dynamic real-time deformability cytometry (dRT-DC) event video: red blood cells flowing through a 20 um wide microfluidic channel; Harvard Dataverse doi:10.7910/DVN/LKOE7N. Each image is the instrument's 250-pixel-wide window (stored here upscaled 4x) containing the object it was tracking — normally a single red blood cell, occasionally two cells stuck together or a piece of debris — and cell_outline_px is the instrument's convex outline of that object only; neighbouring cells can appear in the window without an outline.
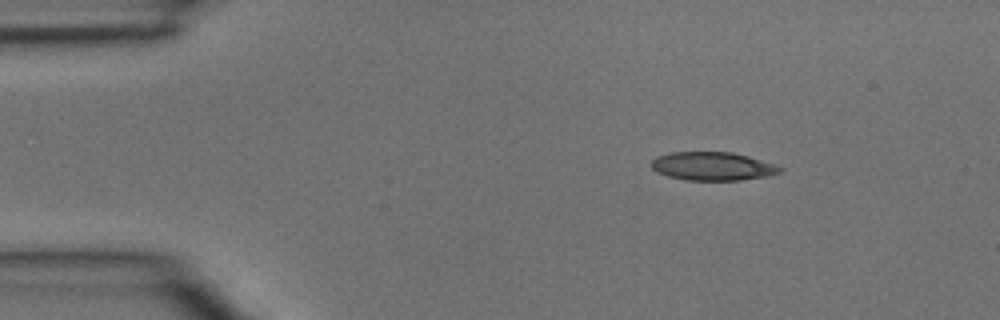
{"species": "common noctule bat (a hibernating species)", "species_latin": "Nyctalus noctula", "temperature_condition": "room temperature", "stored_images_in_passage": 3, "camera_frame_rate_fps": 3000, "um_per_image_px": 0.085, "animal": {"sex": "male", "body_mass_g": 15.6}, "frame": {"image": 1, "passage_image": 1, "time_ms": 0.0, "image_size_px": [1000, 320], "cell_outline_px": [[784, 168], [780, 172], [768, 176], [740, 180], [684, 180], [668, 176], [656, 172], [652, 168], [652, 160], [656, 156], [672, 152], [732, 152], [748, 156]], "centroid_in_image_um": [60.54, 14.13], "position_along_channel_um": 24.5, "area_um2": 21.21}}
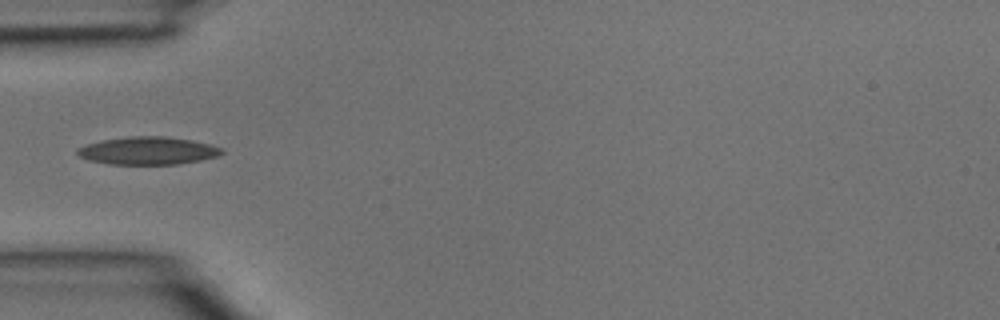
{"frame": {"image": 2, "passage_image": 3, "time_ms": 0.667, "image_size_px": [1000, 320], "cell_outline_px": [[224, 152], [216, 156], [200, 160], [176, 164], [108, 164], [88, 160], [80, 156], [76, 152], [76, 148], [84, 144], [104, 140], [128, 136], [164, 136], [192, 140], [208, 144], [220, 148]], "centroid_in_image_um": [12.51, 12.81], "position_along_channel_um": 72.5, "area_um2": 23.24}}